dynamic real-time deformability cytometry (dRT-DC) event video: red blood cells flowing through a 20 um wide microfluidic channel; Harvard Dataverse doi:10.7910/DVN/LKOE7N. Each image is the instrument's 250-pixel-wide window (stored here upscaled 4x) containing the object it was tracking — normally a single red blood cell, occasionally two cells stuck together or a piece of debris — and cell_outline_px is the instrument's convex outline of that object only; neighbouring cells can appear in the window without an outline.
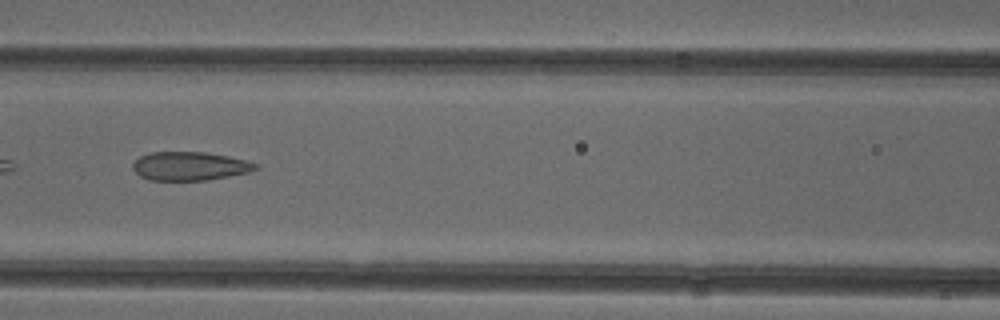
{"species": "common noctule bat (a hibernating species)", "species_latin": "Nyctalus noctula", "temperature_condition": "cold", "stored_images_in_passage": 49, "camera_frame_rate_fps": 3000, "um_per_image_px": 0.085, "animal": {"sex": "female"}, "frame": {"image": 1, "passage_image": 22, "time_ms": 7.0, "image_size_px": [1000, 320], "cell_outline_px": [[260, 168], [248, 172], [208, 180], [148, 180], [140, 176], [132, 168], [132, 164], [140, 156], [152, 152], [204, 152], [228, 156], [260, 164]], "centroid_in_image_um": [16.14, 14.12], "position_along_channel_um": 150.5, "area_um2": 20.46}}
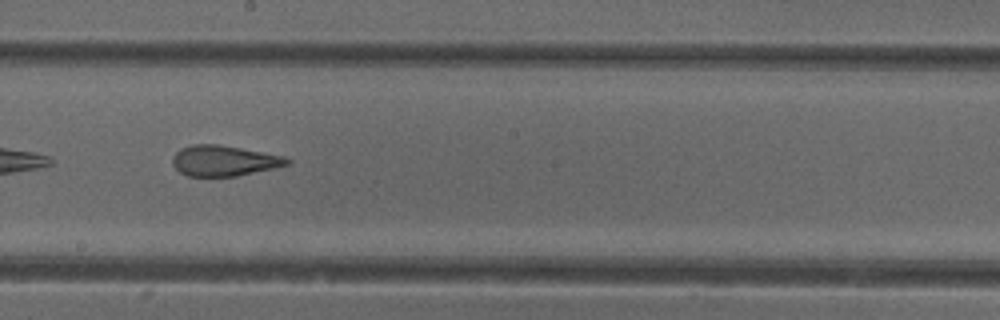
{"frame": {"image": 2, "passage_image": 28, "time_ms": 9.0, "image_size_px": [1000, 320], "cell_outline_px": [[292, 160], [288, 164], [272, 168], [236, 176], [188, 176], [180, 172], [172, 164], [172, 156], [180, 148], [192, 144], [216, 144], [240, 148], [284, 156]], "centroid_in_image_um": [18.99, 13.65], "position_along_channel_um": 229.2, "area_um2": 20.23}, "authors_computed_cell_mechanics": {"area_um2": 22.542, "velocity_mm_per_s": 3.9472, "shape_relaxation_time_tau1_ms": null, "shape_relaxation_time_tau2_ms": 2.0325, "deformation_change_tau1": null, "deformation_change_tau2": 0.1069}}